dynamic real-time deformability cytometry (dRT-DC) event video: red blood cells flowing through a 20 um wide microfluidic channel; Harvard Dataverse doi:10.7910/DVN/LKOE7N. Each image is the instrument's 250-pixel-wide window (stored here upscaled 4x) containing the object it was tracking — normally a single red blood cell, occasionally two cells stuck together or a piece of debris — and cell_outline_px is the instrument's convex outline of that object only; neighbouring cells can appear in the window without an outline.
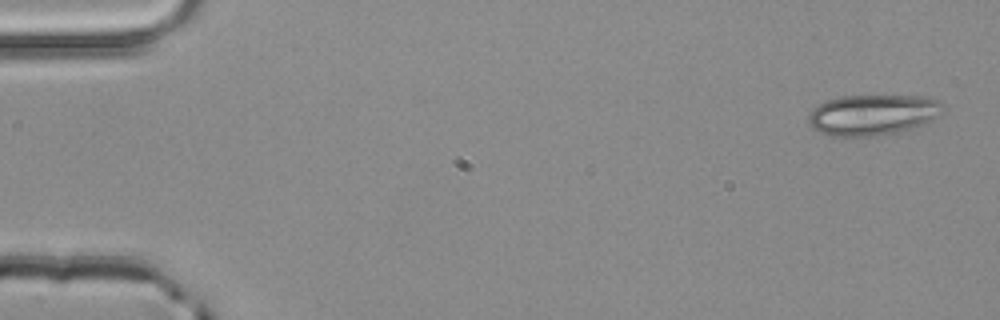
{"species": "common noctule bat (a hibernating species)", "species_latin": "Nyctalus noctula", "temperature_condition": "room temperature", "stored_images_in_passage": 4, "camera_frame_rate_fps": 3000, "um_per_image_px": 0.085, "animal": {"sex": "male", "body_mass_g": 20.4}, "frame": {"image": 1, "passage_image": 1, "time_ms": 0.0, "image_size_px": [1000, 320], "cell_outline_px": [[944, 108], [936, 116], [924, 124], [912, 128], [884, 136], [828, 136], [812, 128], [808, 120], [808, 116], [812, 108], [824, 100], [840, 96], [920, 96], [940, 100]], "centroid_in_image_um": [74.14, 9.76], "position_along_channel_um": 10.9, "area_um2": 32.14}}
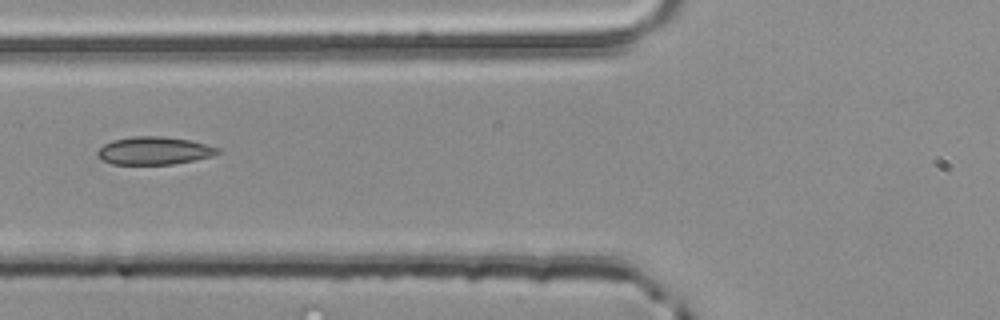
{"frame": {"image": 2, "passage_image": 4, "time_ms": 1.0, "image_size_px": [1000, 320], "cell_outline_px": [[220, 152], [212, 156], [172, 164], [112, 164], [104, 160], [96, 152], [104, 144], [112, 140], [136, 136], [160, 136], [188, 140], [220, 148]], "centroid_in_image_um": [13.1, 12.8], "position_along_channel_um": 112.7, "area_um2": 19.13}}